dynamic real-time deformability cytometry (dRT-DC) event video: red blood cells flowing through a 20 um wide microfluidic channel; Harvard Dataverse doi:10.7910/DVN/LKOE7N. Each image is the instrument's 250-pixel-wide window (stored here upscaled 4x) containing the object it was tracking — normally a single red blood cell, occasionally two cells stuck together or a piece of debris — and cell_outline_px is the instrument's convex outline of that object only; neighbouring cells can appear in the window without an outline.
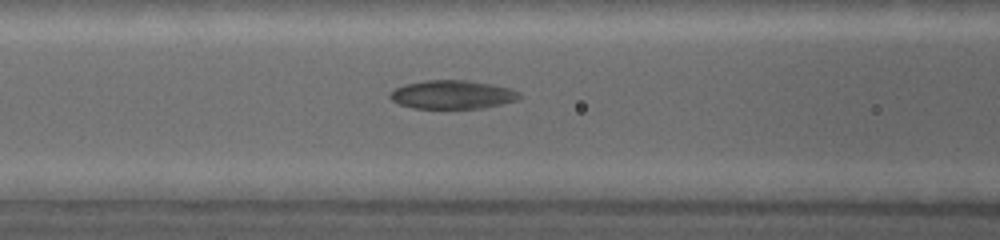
{"species": "common noctule bat (a hibernating species)", "species_latin": "Nyctalus noctula", "temperature_condition": "warm", "stored_images_in_passage": 38, "camera_frame_rate_fps": 5000, "um_per_image_px": 0.085, "animal": {"sex": "female", "body_mass_g": 19.0, "forearm_length_mm": 53.3}, "frame": {"image": 1, "passage_image": 13, "time_ms": 4.4, "image_size_px": [1000, 240], "cell_outline_px": [[520, 96], [516, 100], [484, 108], [412, 108], [400, 104], [392, 100], [388, 96], [396, 88], [408, 84], [428, 80], [464, 80], [508, 88], [516, 92]], "centroid_in_image_um": [38.4, 8.05], "position_along_channel_um": 128.2, "area_um2": 20.92}}
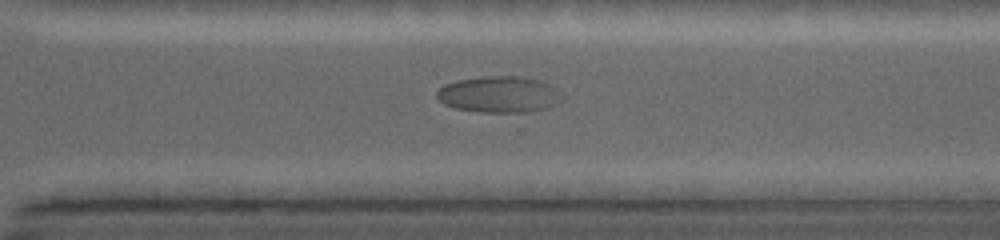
{"frame": {"image": 2, "passage_image": 26, "time_ms": 9.4, "image_size_px": [1000, 240], "cell_outline_px": [[560, 100], [544, 108], [528, 112], [480, 112], [456, 108], [444, 104], [436, 96], [436, 92], [444, 84], [460, 80], [488, 76], [516, 76], [536, 80], [548, 84], [560, 92]], "centroid_in_image_um": [42.36, 8.03], "position_along_channel_um": 328.2, "area_um2": 25.89}}
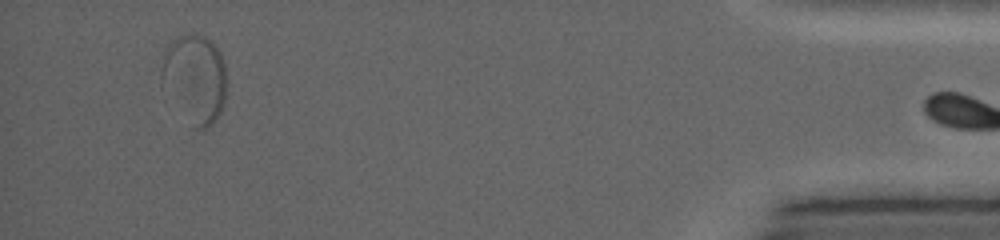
{"frame": {"image": 3, "passage_image": 37, "time_ms": 14.0, "image_size_px": [1000, 240], "cell_outline_px": [[228, 80], [224, 104], [216, 120], [212, 124], [204, 128], [196, 128], [160, 84], [160, 72], [168, 44], [172, 40], [180, 36], [192, 32], [208, 40], [220, 52], [224, 64]], "centroid_in_image_um": [16.58, 6.66], "position_along_channel_um": 418.6, "area_um2": 33.29}, "authors_computed_cell_mechanics": {"area_um2": 25.8366, "velocity_mm_per_s": 4.0093, "shape_relaxation_time_tau1_ms": 10.0378, "shape_relaxation_time_tau2_ms": null, "deformation_change_tau1": 0.178, "deformation_change_tau2": null}}